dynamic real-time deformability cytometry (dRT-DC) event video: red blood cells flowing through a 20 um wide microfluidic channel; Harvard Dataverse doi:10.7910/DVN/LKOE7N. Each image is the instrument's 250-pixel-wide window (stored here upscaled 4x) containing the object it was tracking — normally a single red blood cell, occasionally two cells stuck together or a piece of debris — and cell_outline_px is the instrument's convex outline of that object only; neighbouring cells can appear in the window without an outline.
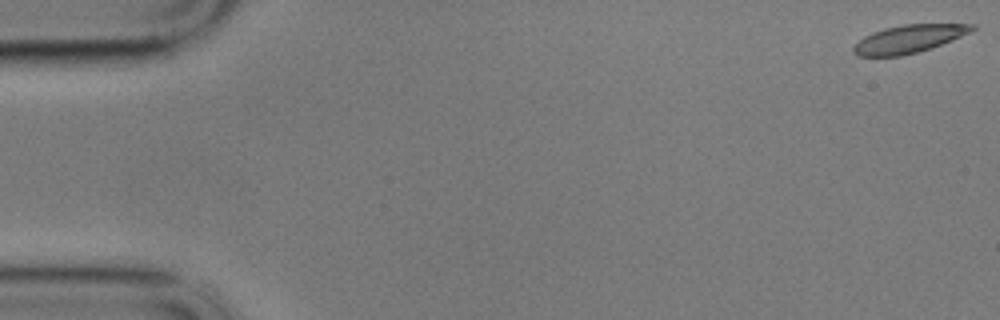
{"species": "common noctule bat (a hibernating species)", "species_latin": "Nyctalus noctula", "temperature_condition": "cold", "stored_images_in_passage": 20, "camera_frame_rate_fps": 3000, "um_per_image_px": 0.085, "animal": {"sex": "male", "body_mass_g": 17.9}, "frame": {"image": 1, "passage_image": 1, "time_ms": 0.0, "image_size_px": [1000, 320], "cell_outline_px": [[976, 28], [952, 40], [916, 52], [900, 56], [856, 56], [852, 52], [852, 48], [864, 36], [872, 32], [884, 28], [904, 24], [976, 24]], "centroid_in_image_um": [77.19, 3.3], "position_along_channel_um": 7.8, "area_um2": 19.02}}
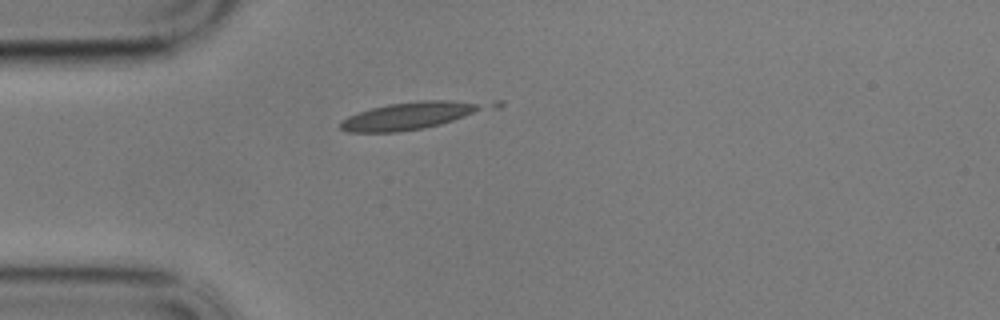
{"frame": {"image": 2, "passage_image": 16, "time_ms": 5.0, "image_size_px": [1000, 320], "cell_outline_px": [[504, 104], [500, 108], [440, 124], [424, 128], [400, 132], [348, 132], [340, 128], [340, 124], [348, 116], [372, 108], [388, 104], [420, 100], [504, 100]], "centroid_in_image_um": [35.31, 9.77], "position_along_channel_um": 49.7, "area_um2": 24.68}}